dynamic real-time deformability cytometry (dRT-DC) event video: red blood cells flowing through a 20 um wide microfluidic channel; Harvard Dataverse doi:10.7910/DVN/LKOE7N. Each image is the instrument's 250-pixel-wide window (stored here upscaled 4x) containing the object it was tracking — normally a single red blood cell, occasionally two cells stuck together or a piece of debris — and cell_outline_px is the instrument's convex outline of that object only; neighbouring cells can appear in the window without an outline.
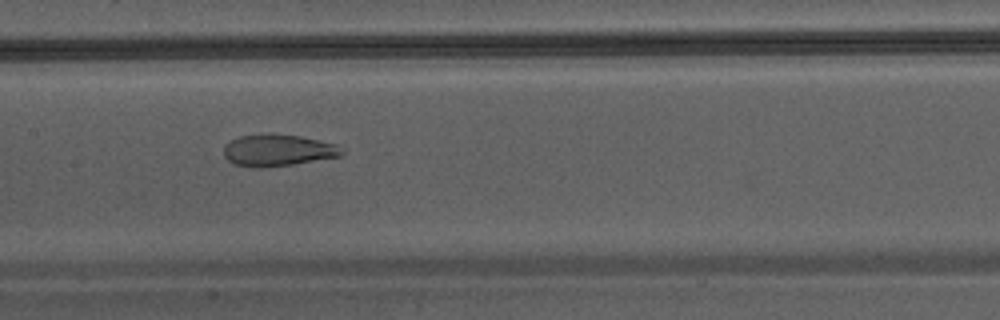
{"species": "Egyptian fruit bat (a non-hibernating species)", "species_latin": "Rousettus aegyptiacus", "temperature_condition": "warm", "stored_images_in_passage": 32, "camera_frame_rate_fps": 3000, "um_per_image_px": 0.085, "animal": {"sex": "male"}, "frame": {"image": 1, "passage_image": 10, "time_ms": 3.0, "image_size_px": [1000, 320], "cell_outline_px": [[344, 156], [292, 164], [252, 168], [236, 164], [228, 160], [224, 156], [224, 144], [240, 136], [268, 132], [300, 136], [336, 144], [344, 148]], "centroid_in_image_um": [23.64, 12.75], "position_along_channel_um": 183.8, "area_um2": 22.08}}
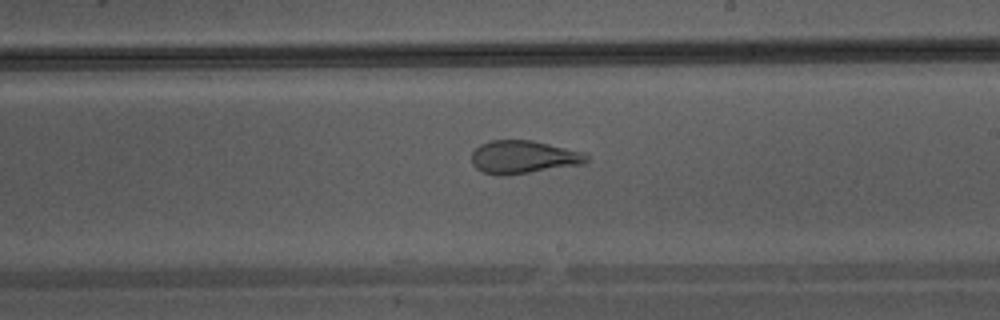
{"frame": {"image": 2, "passage_image": 14, "time_ms": 4.333, "image_size_px": [1000, 320], "cell_outline_px": [[588, 160], [584, 164], [504, 176], [500, 176], [484, 172], [476, 168], [472, 164], [472, 152], [480, 144], [492, 140], [532, 140], [588, 152]], "centroid_in_image_um": [44.53, 13.34], "position_along_channel_um": 244.5, "area_um2": 22.37}}